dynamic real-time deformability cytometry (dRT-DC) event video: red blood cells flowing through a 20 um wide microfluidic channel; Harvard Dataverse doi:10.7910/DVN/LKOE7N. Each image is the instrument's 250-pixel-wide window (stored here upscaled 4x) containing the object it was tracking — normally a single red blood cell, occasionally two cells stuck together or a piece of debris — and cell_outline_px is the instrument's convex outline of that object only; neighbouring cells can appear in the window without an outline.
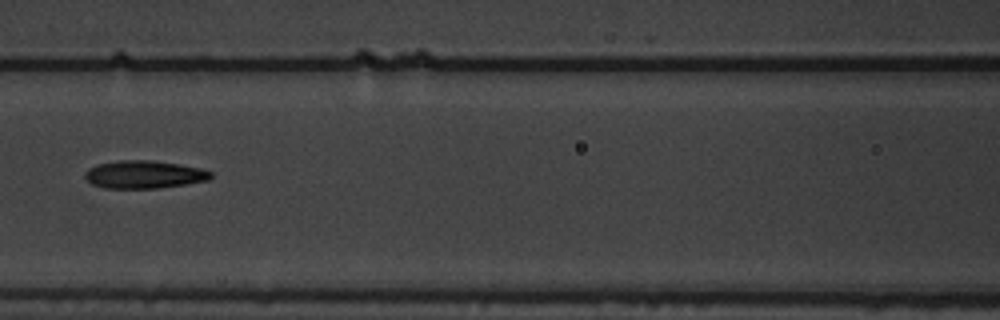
{"species": "common noctule bat (a hibernating species)", "species_latin": "Nyctalus noctula", "temperature_condition": "warm", "stored_images_in_passage": 9, "camera_frame_rate_fps": 3000, "um_per_image_px": 0.085, "animal": {"sex": "male", "body_mass_g": 19.5, "forearm_length_mm": 54.6}, "frame": {"image": 1, "passage_image": 6, "time_ms": 1.667, "image_size_px": [1000, 320], "cell_outline_px": [[212, 176], [208, 180], [188, 184], [156, 188], [104, 188], [92, 184], [84, 176], [84, 172], [88, 168], [96, 164], [120, 160], [152, 160], [180, 164], [200, 168], [212, 172]], "centroid_in_image_um": [12.24, 14.83], "position_along_channel_um": 154.4, "area_um2": 20.52}}
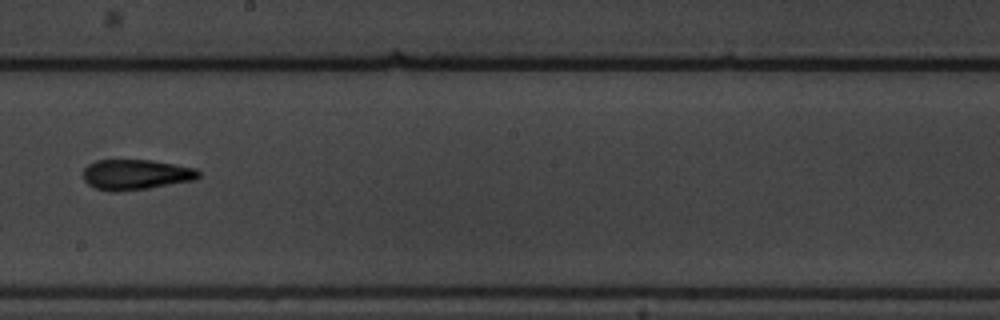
{"frame": {"image": 2, "passage_image": 8, "time_ms": 2.333, "image_size_px": [1000, 320], "cell_outline_px": [[200, 176], [196, 180], [148, 188], [116, 192], [112, 192], [96, 188], [88, 184], [84, 180], [84, 168], [88, 164], [96, 160], [152, 160], [196, 168], [200, 172]], "centroid_in_image_um": [11.56, 14.84], "position_along_channel_um": 236.6, "area_um2": 20.46}}
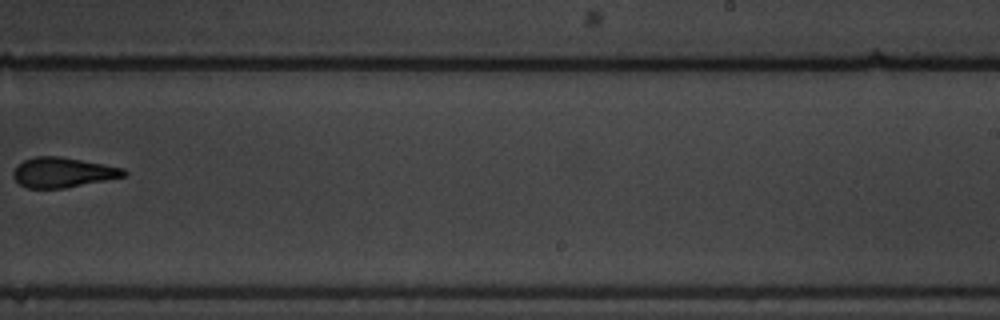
{"frame": {"image": 3, "passage_image": 9, "time_ms": 2.667, "image_size_px": [1000, 320], "cell_outline_px": [[128, 172], [124, 176], [64, 188], [28, 188], [20, 184], [12, 176], [12, 172], [16, 164], [24, 160], [36, 156], [60, 156], [104, 164], [124, 168]], "centroid_in_image_um": [5.3, 14.64], "position_along_channel_um": 283.7, "area_um2": 19.25}}